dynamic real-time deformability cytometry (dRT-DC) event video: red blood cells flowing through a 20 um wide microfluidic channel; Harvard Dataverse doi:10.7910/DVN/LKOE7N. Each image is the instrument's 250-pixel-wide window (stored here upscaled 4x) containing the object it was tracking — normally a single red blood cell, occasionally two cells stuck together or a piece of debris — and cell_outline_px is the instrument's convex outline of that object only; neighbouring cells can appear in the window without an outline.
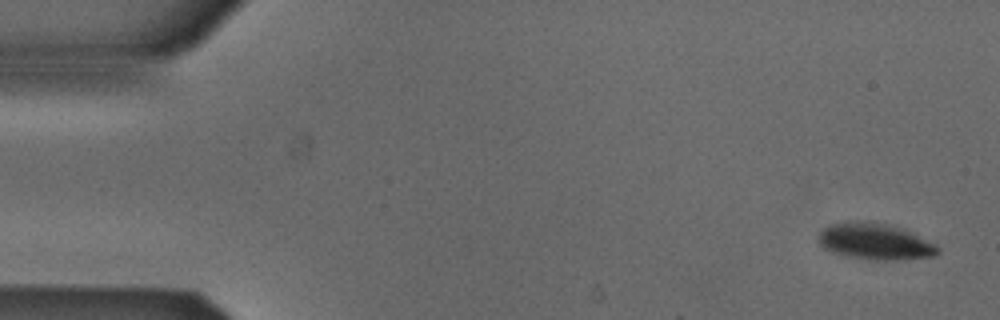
{"species": "Egyptian fruit bat (a non-hibernating species)", "species_latin": "Rousettus aegyptiacus", "temperature_condition": "cold", "stored_images_in_passage": 4, "camera_frame_rate_fps": 3000, "um_per_image_px": 0.085, "animal": {"sex": "male"}, "frame": {"image": 1, "passage_image": 1, "time_ms": 0.0, "image_size_px": [1000, 320], "cell_outline_px": [[940, 252], [936, 256], [900, 260], [872, 260], [848, 256], [832, 252], [824, 248], [820, 244], [816, 236], [828, 224], [852, 220], [868, 220], [892, 224], [904, 228], [936, 244], [940, 248]], "centroid_in_image_um": [74.39, 20.5], "position_along_channel_um": 10.6, "area_um2": 26.01}}
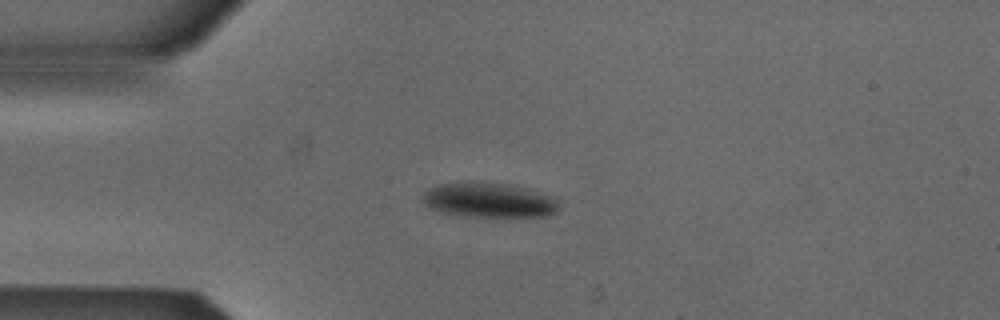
{"frame": {"image": 2, "passage_image": 4, "time_ms": 1.0, "image_size_px": [1000, 320], "cell_outline_px": [[560, 208], [556, 212], [548, 216], [460, 216], [440, 212], [424, 204], [420, 200], [424, 192], [428, 188], [436, 184], [472, 180], [512, 184], [528, 188], [556, 196], [560, 200]], "centroid_in_image_um": [41.58, 16.98], "position_along_channel_um": 43.4, "area_um2": 28.67}}